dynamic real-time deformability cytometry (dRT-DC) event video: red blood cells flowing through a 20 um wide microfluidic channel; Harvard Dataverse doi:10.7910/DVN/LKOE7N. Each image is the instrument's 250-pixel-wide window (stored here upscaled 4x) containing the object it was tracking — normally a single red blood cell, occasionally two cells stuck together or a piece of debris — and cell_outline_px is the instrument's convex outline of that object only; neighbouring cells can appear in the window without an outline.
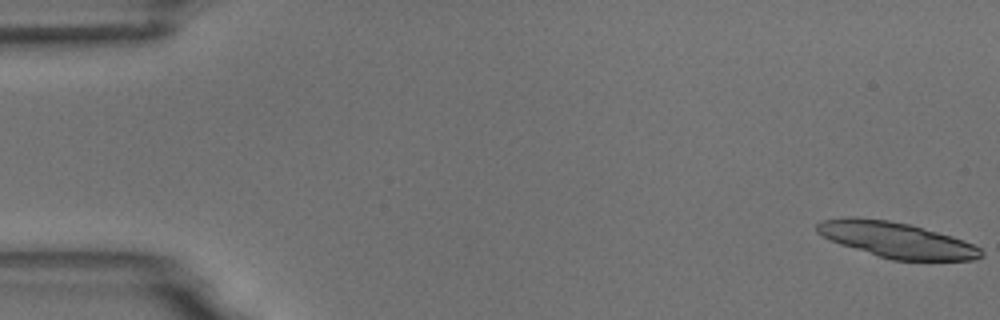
{"species": "common noctule bat (a hibernating species)", "species_latin": "Nyctalus noctula", "temperature_condition": "room temperature", "stored_images_in_passage": 5, "camera_frame_rate_fps": 3000, "um_per_image_px": 0.085, "animal": {"sex": "male", "body_mass_g": 18.8}, "frame": {"image": 1, "passage_image": 1, "time_ms": 0.0, "image_size_px": [1000, 320], "cell_outline_px": [[984, 256], [976, 260], [892, 260], [840, 244], [820, 236], [816, 232], [816, 224], [820, 220], [848, 216], [856, 216], [888, 220], [908, 224], [952, 236], [964, 240], [980, 248], [984, 252]], "centroid_in_image_um": [76.17, 20.38], "position_along_channel_um": 8.8, "area_um2": 34.16}}